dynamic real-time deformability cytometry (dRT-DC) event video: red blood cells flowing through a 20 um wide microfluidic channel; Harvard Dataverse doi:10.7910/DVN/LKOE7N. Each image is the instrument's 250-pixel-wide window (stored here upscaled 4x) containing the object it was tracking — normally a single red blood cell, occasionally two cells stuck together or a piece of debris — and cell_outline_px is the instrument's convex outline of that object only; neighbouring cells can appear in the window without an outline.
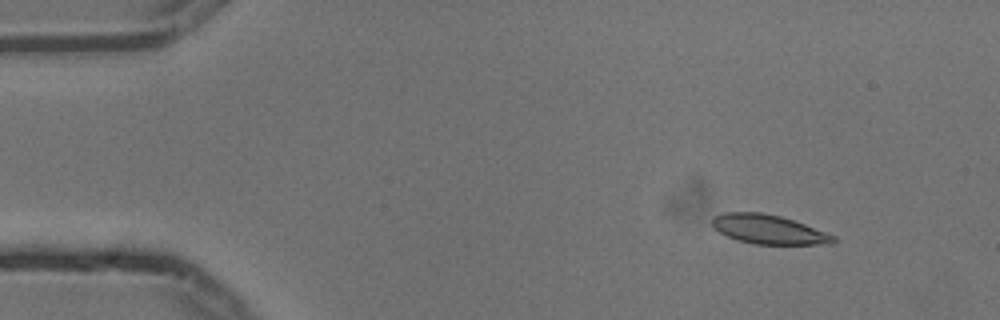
{"species": "common noctule bat (a hibernating species)", "species_latin": "Nyctalus noctula", "temperature_condition": "cold", "stored_images_in_passage": 5, "camera_frame_rate_fps": 3000, "um_per_image_px": 0.085, "animal": {"sex": "male", "body_mass_g": 13.3}, "frame": {"image": 1, "passage_image": 2, "time_ms": 0.333, "image_size_px": [1000, 320], "cell_outline_px": [[836, 240], [832, 244], [756, 244], [736, 240], [720, 232], [712, 224], [712, 216], [724, 212], [760, 212], [780, 216], [804, 224], [836, 236]], "centroid_in_image_um": [65.32, 19.49], "position_along_channel_um": 19.7, "area_um2": 20.46}}
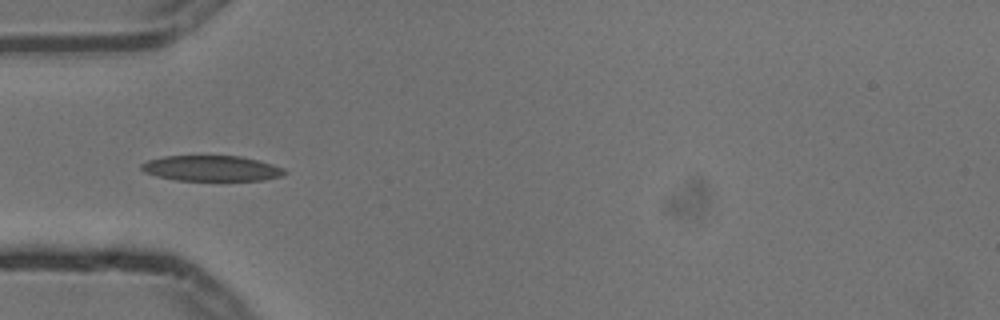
{"frame": {"image": 2, "passage_image": 5, "time_ms": 1.333, "image_size_px": [1000, 320], "cell_outline_px": [[288, 172], [284, 176], [264, 180], [176, 180], [156, 176], [144, 172], [140, 168], [140, 164], [148, 160], [164, 156], [240, 156], [272, 164], [284, 168]], "centroid_in_image_um": [17.98, 14.31], "position_along_channel_um": 67.0, "area_um2": 21.33}}